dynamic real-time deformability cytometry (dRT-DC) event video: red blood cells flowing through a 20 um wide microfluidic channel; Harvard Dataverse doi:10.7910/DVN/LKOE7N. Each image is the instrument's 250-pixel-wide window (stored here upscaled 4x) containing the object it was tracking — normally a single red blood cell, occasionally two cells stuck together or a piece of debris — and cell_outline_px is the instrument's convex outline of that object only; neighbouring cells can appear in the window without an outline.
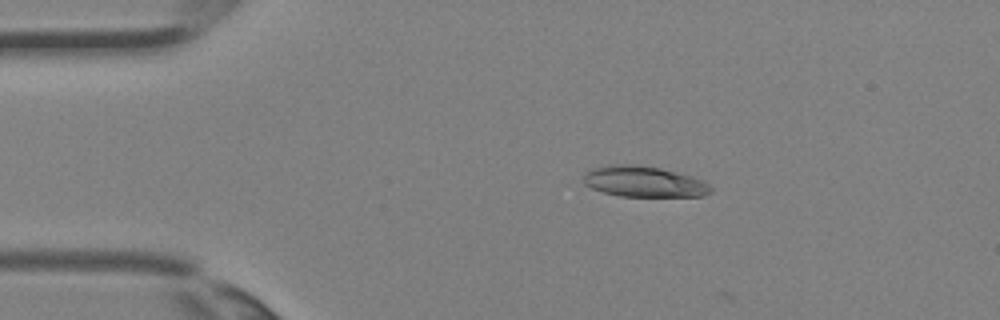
{"species": "Egyptian fruit bat (a non-hibernating species)", "species_latin": "Rousettus aegyptiacus", "temperature_condition": "room temperature", "stored_images_in_passage": 3, "camera_frame_rate_fps": 3000, "um_per_image_px": 0.085, "animal": {"sex": "female"}, "frame": {"image": 1, "passage_image": 2, "time_ms": 0.333, "image_size_px": [1000, 320], "cell_outline_px": [[712, 192], [704, 196], [620, 196], [604, 192], [592, 188], [584, 184], [584, 172], [588, 168], [612, 164], [628, 164], [660, 168], [692, 176], [704, 180], [712, 188]], "centroid_in_image_um": [54.72, 15.43], "position_along_channel_um": 30.3, "area_um2": 22.95}}